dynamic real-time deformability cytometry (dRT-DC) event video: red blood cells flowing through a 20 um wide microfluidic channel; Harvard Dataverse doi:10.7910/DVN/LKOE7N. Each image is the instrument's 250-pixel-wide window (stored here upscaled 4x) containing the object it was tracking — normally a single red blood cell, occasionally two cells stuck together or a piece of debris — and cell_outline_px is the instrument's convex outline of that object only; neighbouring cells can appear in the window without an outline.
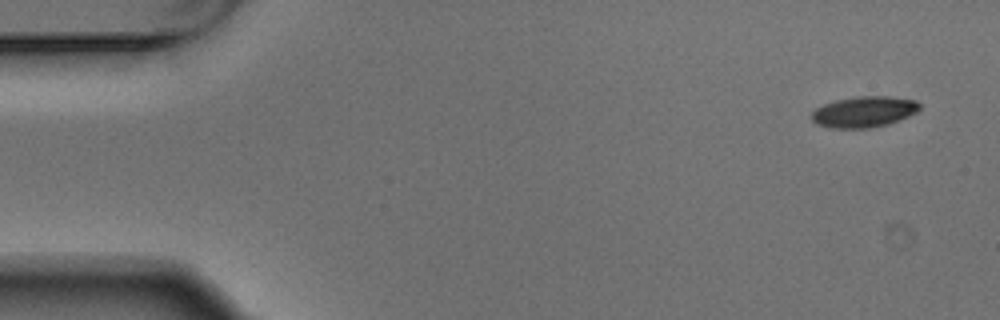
{"species": "Egyptian fruit bat (a non-hibernating species)", "species_latin": "Rousettus aegyptiacus", "temperature_condition": "warm", "stored_images_in_passage": 4, "camera_frame_rate_fps": 3000, "um_per_image_px": 0.085, "animal": {"sex": "male"}, "frame": {"image": 1, "passage_image": 1, "time_ms": 0.0, "image_size_px": [1000, 320], "cell_outline_px": [[920, 108], [916, 112], [900, 120], [888, 124], [868, 128], [828, 128], [816, 124], [812, 120], [812, 112], [816, 108], [824, 104], [836, 100], [856, 96], [888, 96], [916, 100], [920, 104]], "centroid_in_image_um": [73.43, 9.5], "position_along_channel_um": 11.6, "area_um2": 19.54}}
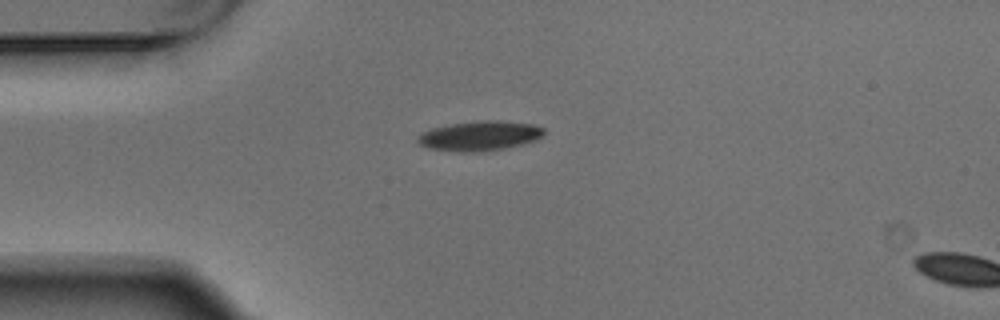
{"frame": {"image": 2, "passage_image": 3, "time_ms": 0.667, "image_size_px": [1000, 320], "cell_outline_px": [[544, 132], [536, 140], [504, 148], [476, 152], [460, 152], [428, 148], [420, 144], [416, 140], [424, 132], [432, 128], [452, 124], [480, 120], [496, 120], [532, 124], [544, 128]], "centroid_in_image_um": [40.77, 11.54], "position_along_channel_um": 44.2, "area_um2": 21.5}}